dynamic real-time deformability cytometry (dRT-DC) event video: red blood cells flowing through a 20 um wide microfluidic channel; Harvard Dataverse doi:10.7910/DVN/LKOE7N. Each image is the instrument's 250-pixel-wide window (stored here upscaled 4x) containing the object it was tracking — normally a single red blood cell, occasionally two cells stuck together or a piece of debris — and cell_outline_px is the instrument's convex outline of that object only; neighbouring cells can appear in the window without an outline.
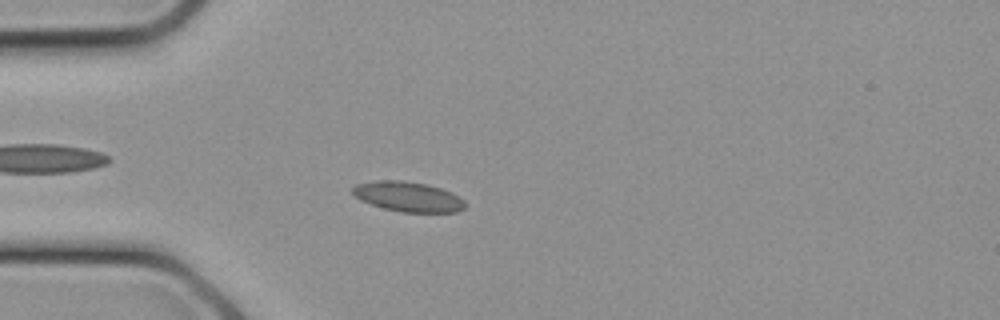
{"species": "common noctule bat (a hibernating species)", "species_latin": "Nyctalus noctula", "temperature_condition": "cold", "stored_images_in_passage": 25, "camera_frame_rate_fps": 3000, "um_per_image_px": 0.085, "animal": {"sex": "female", "body_mass_g": 21.9}, "frame": {"image": 1, "passage_image": 7, "time_ms": 2.0, "image_size_px": [1000, 320], "cell_outline_px": [[468, 204], [464, 208], [456, 212], [400, 212], [384, 208], [360, 200], [352, 192], [352, 188], [356, 184], [376, 180], [400, 180], [428, 184], [452, 192], [464, 200]], "centroid_in_image_um": [34.71, 16.71], "position_along_channel_um": 50.3, "area_um2": 19.71}}
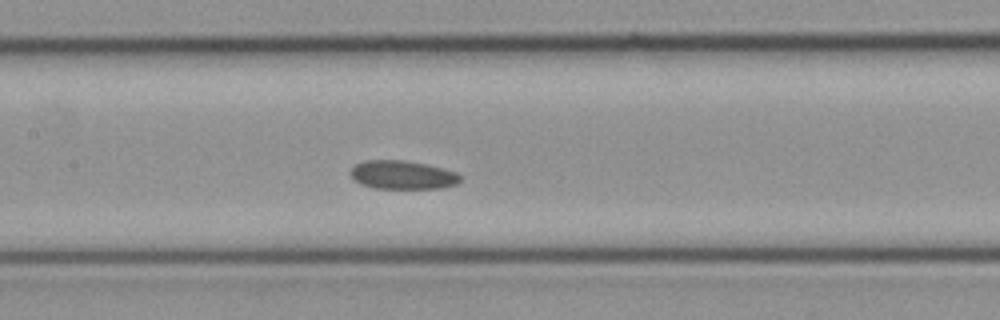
{"frame": {"image": 2, "passage_image": 12, "time_ms": 3.667, "image_size_px": [1000, 320], "cell_outline_px": [[464, 176], [456, 184], [440, 188], [376, 188], [360, 184], [352, 180], [348, 172], [356, 164], [364, 160], [404, 160], [428, 164], [456, 172]], "centroid_in_image_um": [34.19, 14.86], "position_along_channel_um": 173.2, "area_um2": 18.5}}
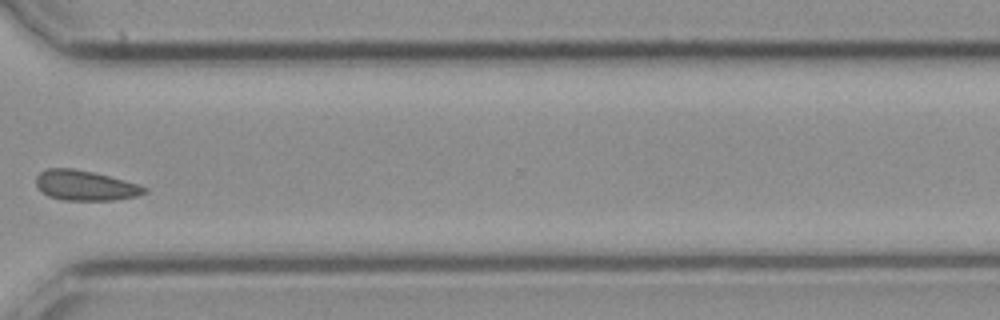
{"frame": {"image": 3, "passage_image": 19, "time_ms": 6.0, "image_size_px": [1000, 320], "cell_outline_px": [[148, 192], [136, 196], [116, 200], [64, 200], [48, 196], [40, 192], [36, 184], [36, 176], [40, 172], [48, 168], [72, 168], [92, 172], [124, 180], [148, 188]], "centroid_in_image_um": [7.21, 15.77], "position_along_channel_um": 363.4, "area_um2": 18.96}}